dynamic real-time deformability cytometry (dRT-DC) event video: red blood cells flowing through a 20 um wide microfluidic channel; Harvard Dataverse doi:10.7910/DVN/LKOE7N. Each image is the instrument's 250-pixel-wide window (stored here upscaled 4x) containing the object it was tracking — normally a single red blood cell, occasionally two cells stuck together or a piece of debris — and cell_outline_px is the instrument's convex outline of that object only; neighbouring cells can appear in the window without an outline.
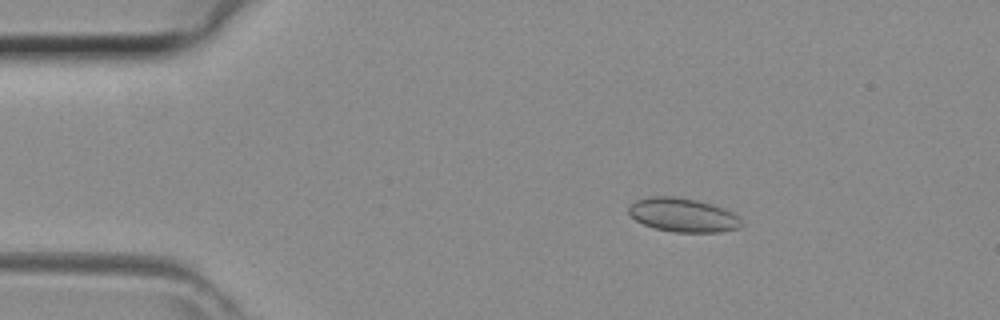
{"species": "common noctule bat (a hibernating species)", "species_latin": "Nyctalus noctula", "temperature_condition": "room temperature", "stored_images_in_passage": 38, "camera_frame_rate_fps": 3000, "um_per_image_px": 0.085, "animal": {"sex": "female", "body_mass_g": 29.2, "forearm_length_mm": 56.3}, "frame": {"image": 1, "passage_image": 2, "time_ms": 0.333, "image_size_px": [1000, 320], "cell_outline_px": [[744, 224], [740, 228], [720, 232], [672, 232], [652, 228], [636, 220], [628, 212], [628, 208], [636, 200], [648, 196], [676, 196], [696, 200], [712, 204], [724, 208], [732, 212]], "centroid_in_image_um": [58.05, 18.28], "position_along_channel_um": 27.0, "area_um2": 22.37}}
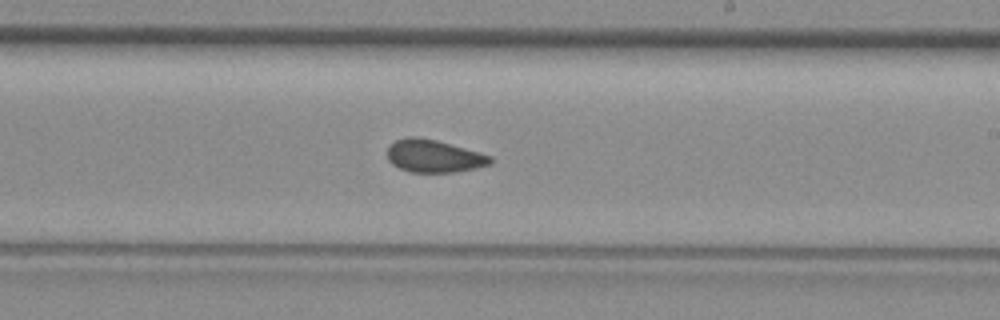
{"frame": {"image": 2, "passage_image": 20, "time_ms": 6.333, "image_size_px": [1000, 320], "cell_outline_px": [[492, 164], [452, 172], [412, 172], [400, 168], [392, 164], [388, 160], [388, 144], [396, 140], [408, 136], [416, 136], [436, 140], [480, 152], [492, 156]], "centroid_in_image_um": [36.86, 13.25], "position_along_channel_um": 252.1, "area_um2": 19.54}}
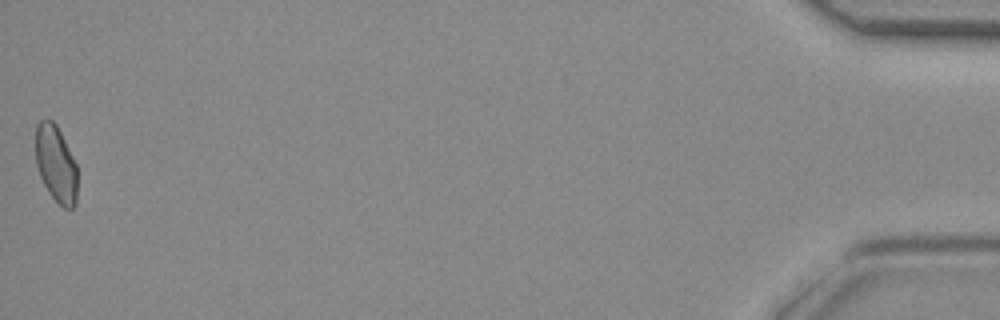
{"frame": {"image": 3, "passage_image": 38, "time_ms": 12.333, "image_size_px": [1000, 320], "cell_outline_px": [[76, 204], [72, 208], [64, 208], [48, 192], [40, 176], [36, 164], [36, 124], [40, 120], [52, 120], [56, 124], [76, 164]], "centroid_in_image_um": [4.74, 13.93], "position_along_channel_um": 430.5, "area_um2": 18.38}}